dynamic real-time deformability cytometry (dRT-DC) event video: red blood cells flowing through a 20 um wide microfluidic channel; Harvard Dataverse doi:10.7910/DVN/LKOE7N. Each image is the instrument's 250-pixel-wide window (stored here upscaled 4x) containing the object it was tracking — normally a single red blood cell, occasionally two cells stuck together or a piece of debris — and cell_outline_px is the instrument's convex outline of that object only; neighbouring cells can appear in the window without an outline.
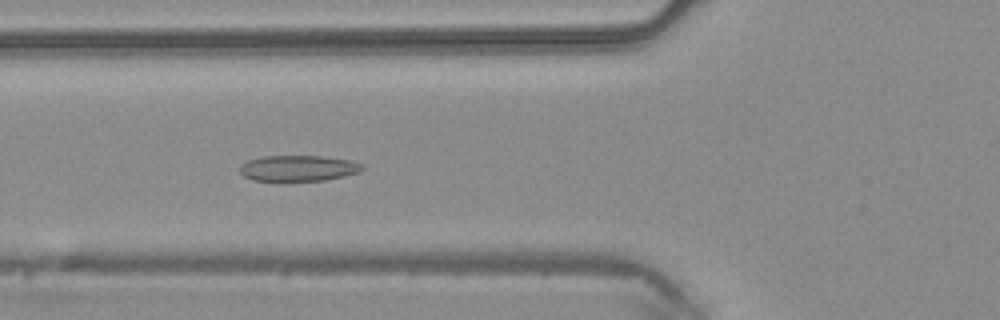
{"species": "common noctule bat (a hibernating species)", "species_latin": "Nyctalus noctula", "temperature_condition": "warm", "stored_images_in_passage": 35, "segment_of_instrument_passage": [1, 2], "camera_frame_rate_fps": 3000, "um_per_image_px": 0.085, "animal": {"sex": "male", "body_mass_g": 20.4}, "frame": {"image": 1, "passage_image": 11, "time_ms": 3.333, "image_size_px": [1000, 320], "cell_outline_px": [[364, 168], [360, 172], [344, 176], [324, 180], [252, 180], [244, 176], [240, 172], [240, 164], [248, 160], [260, 156], [324, 156], [348, 160], [364, 164]], "centroid_in_image_um": [25.35, 14.28], "position_along_channel_um": 100.4, "area_um2": 18.38}}
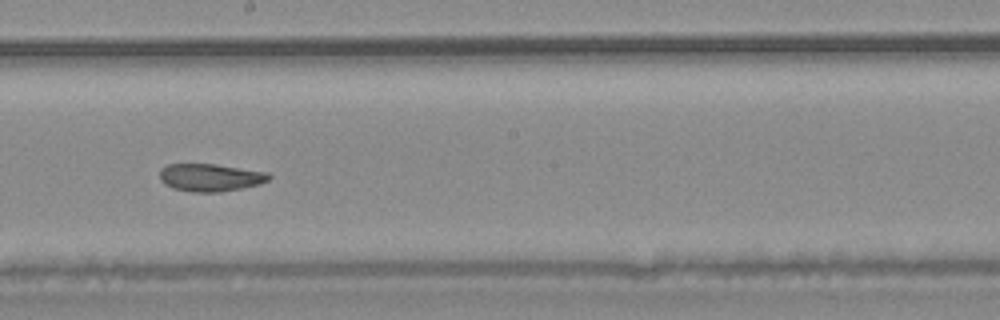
{"frame": {"image": 2, "passage_image": 20, "time_ms": 6.333, "image_size_px": [1000, 320], "cell_outline_px": [[272, 176], [268, 180], [260, 184], [220, 192], [192, 192], [172, 188], [164, 184], [160, 180], [160, 168], [168, 164], [216, 164], [268, 172]], "centroid_in_image_um": [17.86, 15.08], "position_along_channel_um": 230.3, "area_um2": 17.69}}
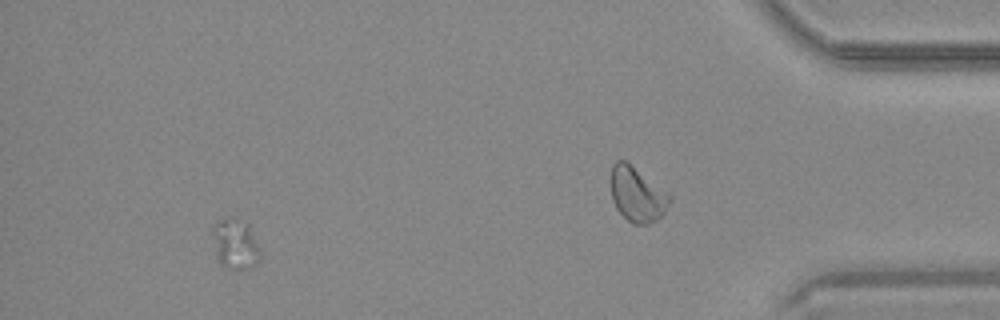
{"frame": {"image": 3, "passage_image": 31, "time_ms": 10.0, "image_size_px": [1000, 320], "cell_outline_px": [[260, 260], [252, 268], [228, 268], [220, 264], [216, 256], [212, 232], [212, 224], [220, 220], [232, 216], [248, 224], [260, 248]], "centroid_in_image_um": [19.99, 20.73], "position_along_channel_um": 415.2, "area_um2": 14.05}}